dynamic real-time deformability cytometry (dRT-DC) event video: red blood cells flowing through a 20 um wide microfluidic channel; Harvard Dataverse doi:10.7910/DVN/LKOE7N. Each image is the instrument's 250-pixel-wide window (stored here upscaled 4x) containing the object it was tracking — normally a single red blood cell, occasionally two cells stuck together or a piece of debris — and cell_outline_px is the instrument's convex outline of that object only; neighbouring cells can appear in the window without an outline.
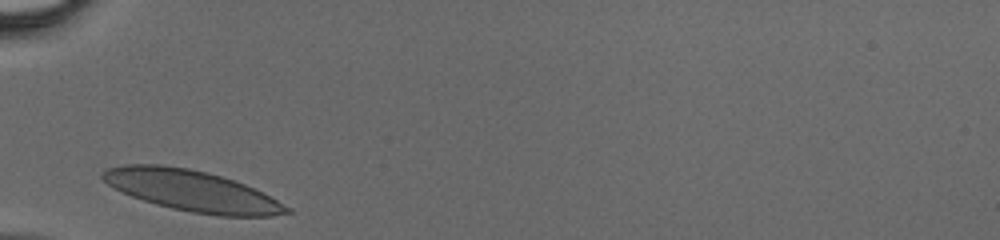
{"species": "human", "species_latin": "Homo sapiens", "temperature_condition": "cold", "stored_images_in_passage": 23, "camera_frame_rate_fps": 3000, "um_per_image_px": 0.085, "donor": {"sex": "male"}, "frame": {"image": 1, "passage_image": 1, "time_ms": 0.0, "image_size_px": [1000, 240], "cell_outline_px": [[292, 212], [272, 216], [216, 216], [192, 212], [172, 208], [156, 204], [132, 196], [108, 184], [100, 176], [108, 168], [124, 164], [160, 164], [188, 168], [208, 172], [244, 184], [292, 208]], "centroid_in_image_um": [16.32, 16.21], "position_along_channel_um": 68.7, "area_um2": 43.41}}
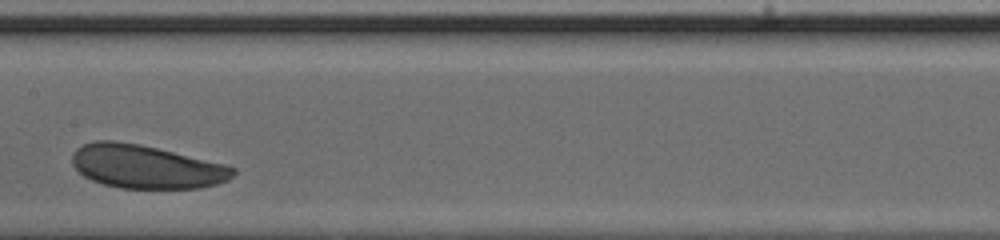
{"frame": {"image": 2, "passage_image": 10, "time_ms": 3.0, "image_size_px": [1000, 240], "cell_outline_px": [[236, 172], [228, 180], [216, 184], [200, 188], [120, 188], [104, 184], [92, 180], [84, 176], [72, 164], [72, 156], [76, 148], [84, 144], [96, 140], [116, 140], [140, 144], [224, 164], [236, 168]], "centroid_in_image_um": [12.4, 14.16], "position_along_channel_um": 195.0, "area_um2": 40.58}}
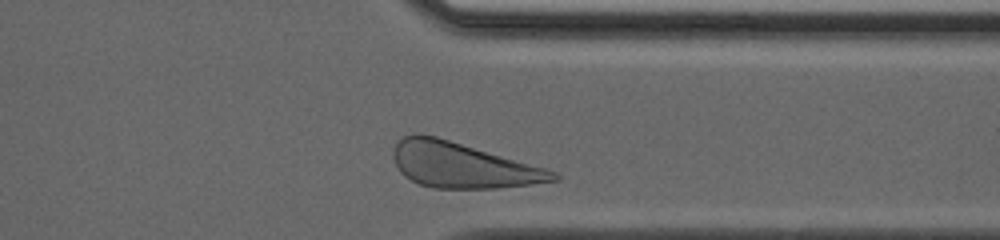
{"frame": {"image": 3, "passage_image": 22, "time_ms": 7.0, "image_size_px": [1000, 240], "cell_outline_px": [[560, 180], [532, 184], [500, 188], [432, 188], [420, 184], [404, 176], [400, 172], [392, 156], [392, 152], [396, 144], [404, 136], [416, 132], [436, 136], [544, 168], [556, 172], [560, 176]], "centroid_in_image_um": [39.27, 14.04], "position_along_channel_um": 372.1, "area_um2": 41.91}}